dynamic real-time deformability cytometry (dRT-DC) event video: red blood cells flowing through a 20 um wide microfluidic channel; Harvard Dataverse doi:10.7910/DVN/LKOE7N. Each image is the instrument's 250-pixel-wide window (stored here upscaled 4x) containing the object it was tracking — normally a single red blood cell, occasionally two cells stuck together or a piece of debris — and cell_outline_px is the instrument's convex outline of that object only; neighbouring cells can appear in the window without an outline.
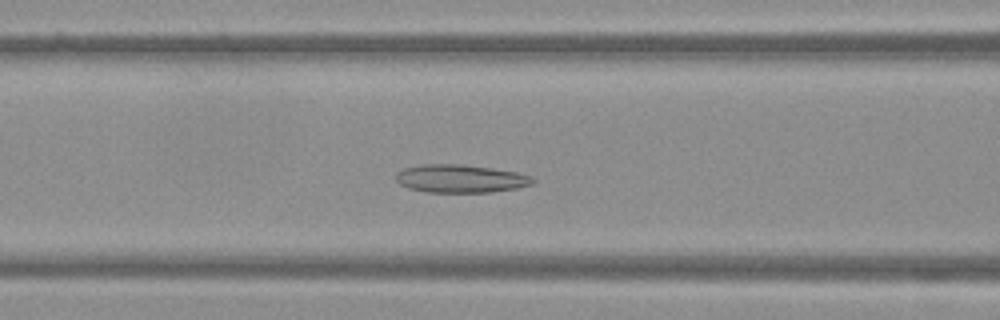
{"species": "Egyptian fruit bat (a non-hibernating species)", "species_latin": "Rousettus aegyptiacus", "temperature_condition": "warm", "stored_images_in_passage": 48, "camera_frame_rate_fps": 3000, "um_per_image_px": 0.085, "frame": {"image": 1, "passage_image": 18, "time_ms": 5.667, "image_size_px": [1000, 320], "cell_outline_px": [[536, 180], [532, 184], [516, 188], [492, 192], [424, 192], [408, 188], [400, 184], [396, 180], [396, 172], [404, 168], [420, 164], [460, 164], [492, 168], [520, 172], [532, 176]], "centroid_in_image_um": [39.15, 15.18], "position_along_channel_um": 127.5, "area_um2": 22.6}}
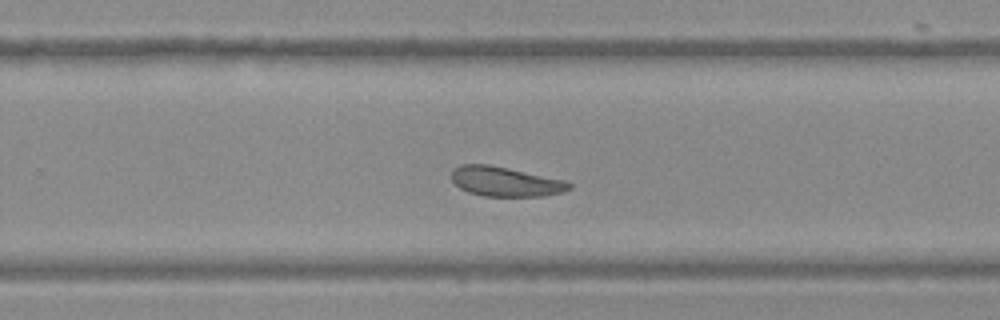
{"frame": {"image": 2, "passage_image": 30, "time_ms": 9.667, "image_size_px": [1000, 320], "cell_outline_px": [[572, 188], [560, 192], [540, 196], [484, 196], [468, 192], [460, 188], [452, 180], [452, 168], [460, 164], [488, 164], [508, 168], [564, 180], [572, 184]], "centroid_in_image_um": [42.91, 15.43], "position_along_channel_um": 286.9, "area_um2": 20.17}}
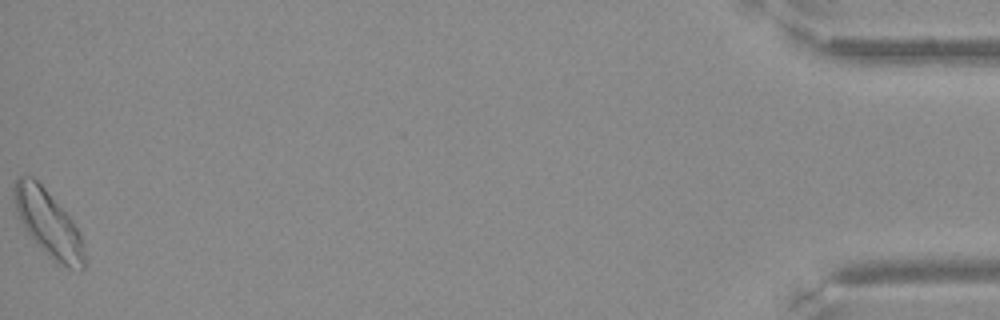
{"frame": {"image": 3, "passage_image": 48, "time_ms": 15.667, "image_size_px": [1000, 320], "cell_outline_px": [[88, 264], [80, 272], [56, 264], [32, 240], [24, 228], [16, 212], [12, 196], [12, 188], [16, 176], [32, 176], [44, 188], [72, 220], [80, 232]], "centroid_in_image_um": [4.11, 19.05], "position_along_channel_um": 431.1, "area_um2": 27.74}}